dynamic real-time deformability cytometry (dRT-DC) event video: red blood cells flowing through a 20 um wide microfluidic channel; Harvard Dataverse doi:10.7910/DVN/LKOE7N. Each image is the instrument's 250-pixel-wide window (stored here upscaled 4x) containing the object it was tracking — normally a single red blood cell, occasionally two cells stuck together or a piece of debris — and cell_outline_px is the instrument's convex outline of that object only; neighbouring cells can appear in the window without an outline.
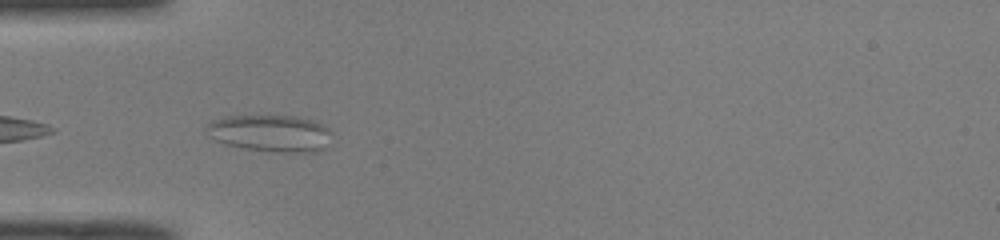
{"species": "common noctule bat (a hibernating species)", "species_latin": "Nyctalus noctula", "temperature_condition": "room temperature", "stored_images_in_passage": 4, "camera_frame_rate_fps": 3000, "um_per_image_px": 0.085, "animal": {"sex": "male", "body_mass_g": 19.0, "forearm_length_mm": 50.8}, "frame": {"image": 1, "passage_image": 2, "time_ms": 0.333, "image_size_px": [1000, 240], "cell_outline_px": [[328, 132], [320, 148], [316, 152], [280, 152], [248, 148], [224, 144], [216, 140], [212, 136], [208, 128], [208, 124], [212, 120], [224, 116], [296, 116], [312, 120], [324, 124], [328, 128]], "centroid_in_image_um": [22.93, 11.3], "position_along_channel_um": 62.1, "area_um2": 26.01}}